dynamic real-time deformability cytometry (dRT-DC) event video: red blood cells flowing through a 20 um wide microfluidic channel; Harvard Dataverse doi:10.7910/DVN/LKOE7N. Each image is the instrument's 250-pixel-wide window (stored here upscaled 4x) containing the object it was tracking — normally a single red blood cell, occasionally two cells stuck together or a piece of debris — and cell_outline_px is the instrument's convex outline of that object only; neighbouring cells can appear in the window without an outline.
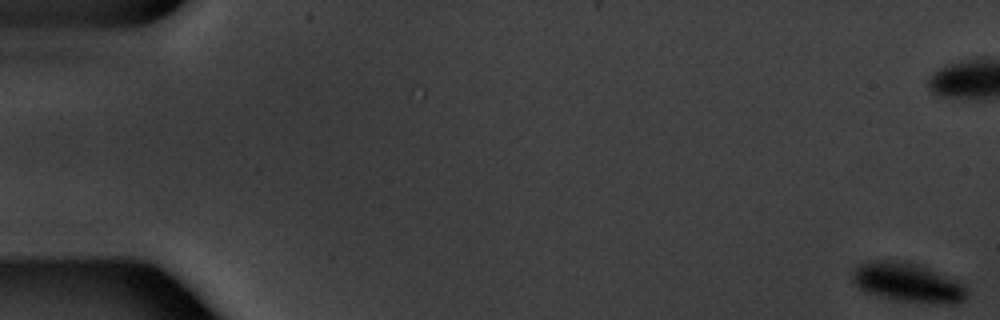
{"species": "common noctule bat (a hibernating species)", "species_latin": "Nyctalus noctula", "temperature_condition": "warm", "stored_images_in_passage": 56, "camera_frame_rate_fps": 3000, "um_per_image_px": 0.085, "animal": {"sex": "male", "body_mass_g": 20.1, "forearm_length_mm": 53.5}, "frame": {"image": 1, "passage_image": 1, "time_ms": 0.0, "image_size_px": [1000, 320], "cell_outline_px": [[964, 300], [956, 304], [936, 304], [896, 300], [864, 292], [852, 284], [852, 268], [856, 264], [872, 260], [908, 260], [924, 264], [964, 284]], "centroid_in_image_um": [77.09, 23.98], "position_along_channel_um": 7.9, "area_um2": 26.99}, "authors_computed_cell_mechanics": {"area_um2": 29.4491, "velocity_mm_per_s": 3.706, "shape_relaxation_time_tau1_ms": 3.3778, "shape_relaxation_time_tau2_ms": null, "deformation_change_tau1": 0.1042, "deformation_change_tau2": null}}